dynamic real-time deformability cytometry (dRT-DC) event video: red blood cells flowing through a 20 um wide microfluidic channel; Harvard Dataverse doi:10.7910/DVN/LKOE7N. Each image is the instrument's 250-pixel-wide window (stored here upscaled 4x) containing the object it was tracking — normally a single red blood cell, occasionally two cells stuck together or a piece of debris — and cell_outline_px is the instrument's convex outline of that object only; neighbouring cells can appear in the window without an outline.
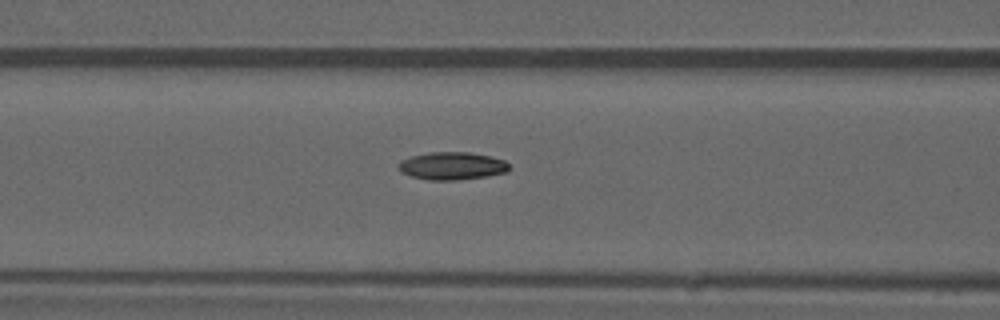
{"species": "common noctule bat (a hibernating species)", "species_latin": "Nyctalus noctula", "temperature_condition": "warm", "stored_images_in_passage": 42, "camera_frame_rate_fps": 3000, "um_per_image_px": 0.085, "animal": {"sex": "male", "forearm_length_mm": 52.5}, "frame": {"image": 1, "passage_image": 13, "time_ms": 4.0, "image_size_px": [1000, 320], "cell_outline_px": [[508, 172], [488, 176], [456, 180], [428, 180], [412, 176], [400, 172], [400, 160], [412, 156], [428, 152], [472, 152], [492, 156], [504, 160], [508, 164]], "centroid_in_image_um": [38.45, 14.09], "position_along_channel_um": 128.2, "area_um2": 17.92}, "authors_computed_cell_mechanics": {"area_um2": 17.0799, "velocity_mm_per_s": 4.0313, "shape_relaxation_time_tau1_ms": null, "shape_relaxation_time_tau2_ms": 3.984, "deformation_change_tau1": null, "deformation_change_tau2": 0.0952}}